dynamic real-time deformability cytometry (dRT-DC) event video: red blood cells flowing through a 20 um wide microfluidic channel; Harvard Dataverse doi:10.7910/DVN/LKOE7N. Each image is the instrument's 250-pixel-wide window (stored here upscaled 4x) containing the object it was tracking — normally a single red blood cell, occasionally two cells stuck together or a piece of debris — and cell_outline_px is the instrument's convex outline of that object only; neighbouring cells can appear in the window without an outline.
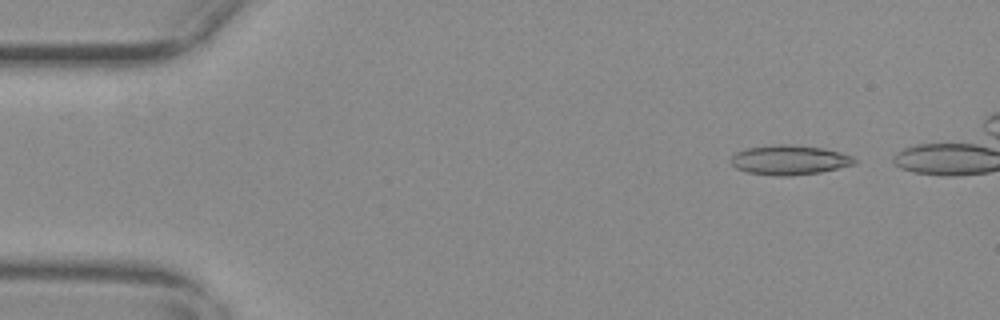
{"species": "common noctule bat (a hibernating species)", "species_latin": "Nyctalus noctula", "temperature_condition": "warm", "stored_images_in_passage": 48, "camera_frame_rate_fps": 3000, "um_per_image_px": 0.085, "animal": {"sex": "female", "body_mass_g": 29.2, "forearm_length_mm": 56.3}, "frame": {"image": 1, "passage_image": 5, "time_ms": 1.333, "image_size_px": [1000, 320], "cell_outline_px": [[856, 164], [820, 172], [792, 176], [776, 176], [748, 172], [736, 168], [728, 160], [736, 152], [748, 148], [780, 144], [788, 144], [820, 148], [840, 152], [852, 156], [856, 160]], "centroid_in_image_um": [67.09, 13.61], "position_along_channel_um": 17.9, "area_um2": 21.21}}
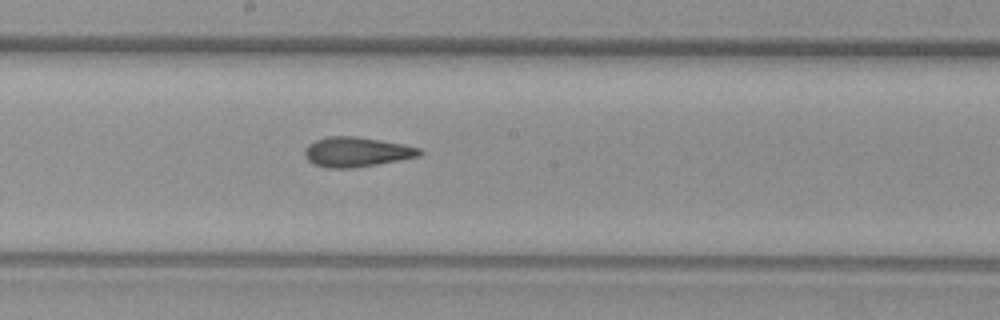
{"frame": {"image": 2, "passage_image": 29, "time_ms": 9.333, "image_size_px": [1000, 320], "cell_outline_px": [[424, 152], [420, 156], [376, 164], [352, 168], [328, 168], [312, 164], [304, 156], [304, 148], [308, 144], [316, 140], [328, 136], [356, 136], [404, 144], [420, 148]], "centroid_in_image_um": [30.29, 12.91], "position_along_channel_um": 217.9, "area_um2": 20.0}}
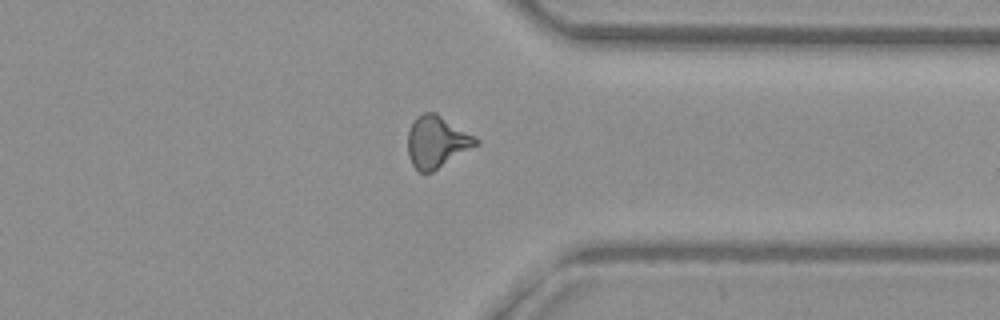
{"frame": {"image": 3, "passage_image": 42, "time_ms": 13.667, "image_size_px": [1000, 320], "cell_outline_px": [[480, 144], [432, 172], [420, 172], [412, 164], [408, 156], [408, 132], [412, 120], [416, 116], [424, 112], [436, 112], [476, 136], [480, 140]], "centroid_in_image_um": [37.14, 12.03], "position_along_channel_um": 374.3, "area_um2": 20.87}, "authors_computed_cell_mechanics": {"area_um2": 20.0277, "velocity_mm_per_s": 3.7113, "shape_relaxation_time_tau1_ms": null, "shape_relaxation_time_tau2_ms": 2.3746, "deformation_change_tau1": null, "deformation_change_tau2": 0.1115}}